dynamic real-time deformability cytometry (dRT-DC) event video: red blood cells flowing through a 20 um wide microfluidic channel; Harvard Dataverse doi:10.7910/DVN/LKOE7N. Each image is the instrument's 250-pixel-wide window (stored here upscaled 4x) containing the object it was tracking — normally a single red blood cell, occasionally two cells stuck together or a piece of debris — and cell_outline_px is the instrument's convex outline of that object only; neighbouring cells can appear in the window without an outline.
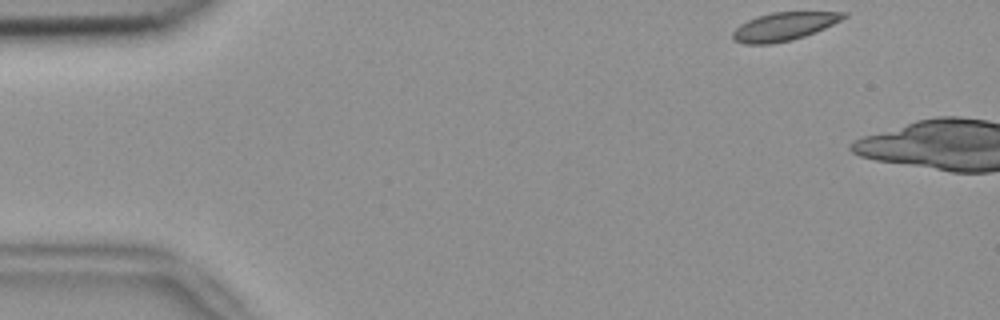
{"species": "common noctule bat (a hibernating species)", "species_latin": "Nyctalus noctula", "temperature_condition": "room temperature", "stored_images_in_passage": 4, "camera_frame_rate_fps": 3000, "um_per_image_px": 0.085, "animal": {"sex": "female", "body_mass_g": 18.4}, "frame": {"image": 1, "passage_image": 1, "time_ms": 0.0, "image_size_px": [1000, 320], "cell_outline_px": [[848, 16], [816, 32], [792, 40], [772, 44], [744, 44], [732, 40], [732, 32], [740, 24], [756, 16], [772, 12], [848, 12]], "centroid_in_image_um": [66.6, 2.26], "position_along_channel_um": 18.4, "area_um2": 18.26}}